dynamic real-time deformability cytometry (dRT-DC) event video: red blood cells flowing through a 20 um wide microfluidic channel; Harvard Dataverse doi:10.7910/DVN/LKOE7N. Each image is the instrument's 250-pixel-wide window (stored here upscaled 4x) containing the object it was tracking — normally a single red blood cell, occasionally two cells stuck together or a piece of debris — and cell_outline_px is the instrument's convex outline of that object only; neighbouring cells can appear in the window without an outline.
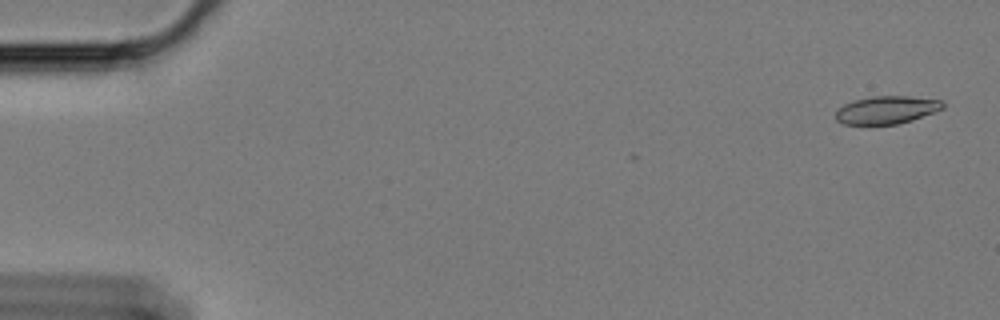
{"species": "Egyptian fruit bat (a non-hibernating species)", "species_latin": "Rousettus aegyptiacus", "temperature_condition": "cold", "stored_images_in_passage": 9, "camera_frame_rate_fps": 3000, "um_per_image_px": 0.085, "animal": {"sex": "female"}, "frame": {"image": 1, "passage_image": 2, "time_ms": 0.333, "image_size_px": [1000, 320], "cell_outline_px": [[944, 108], [936, 112], [912, 120], [896, 124], [840, 124], [836, 120], [836, 112], [844, 104], [852, 100], [872, 96], [908, 96], [940, 100], [944, 104]], "centroid_in_image_um": [75.36, 9.34], "position_along_channel_um": 9.6, "area_um2": 17.4}}